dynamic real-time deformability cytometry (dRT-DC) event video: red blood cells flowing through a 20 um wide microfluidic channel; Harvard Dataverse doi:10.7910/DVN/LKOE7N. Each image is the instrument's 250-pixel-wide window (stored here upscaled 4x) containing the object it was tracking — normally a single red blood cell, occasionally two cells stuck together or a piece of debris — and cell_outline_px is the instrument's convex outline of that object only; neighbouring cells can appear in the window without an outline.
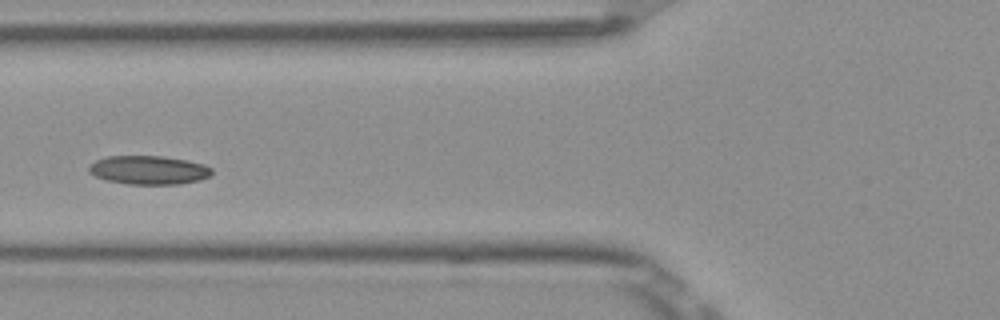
{"species": "Egyptian fruit bat (a non-hibernating species)", "species_latin": "Rousettus aegyptiacus", "temperature_condition": "room temperature", "stored_images_in_passage": 37, "camera_frame_rate_fps": 3000, "um_per_image_px": 0.085, "frame": {"image": 1, "passage_image": 6, "time_ms": 1.667, "image_size_px": [1000, 320], "cell_outline_px": [[212, 172], [208, 176], [200, 180], [180, 184], [128, 184], [108, 180], [96, 176], [88, 172], [88, 168], [96, 160], [108, 156], [160, 156], [188, 160], [204, 164], [212, 168]], "centroid_in_image_um": [12.66, 14.45], "position_along_channel_um": 113.1, "area_um2": 20.46}, "authors_computed_cell_mechanics": {"area_um2": 20.6346, "velocity_mm_per_s": 3.8285, "shape_relaxation_time_tau1_ms": null, "shape_relaxation_time_tau2_ms": 7.0527, "deformation_change_tau1": null, "deformation_change_tau2": 0.1493}}